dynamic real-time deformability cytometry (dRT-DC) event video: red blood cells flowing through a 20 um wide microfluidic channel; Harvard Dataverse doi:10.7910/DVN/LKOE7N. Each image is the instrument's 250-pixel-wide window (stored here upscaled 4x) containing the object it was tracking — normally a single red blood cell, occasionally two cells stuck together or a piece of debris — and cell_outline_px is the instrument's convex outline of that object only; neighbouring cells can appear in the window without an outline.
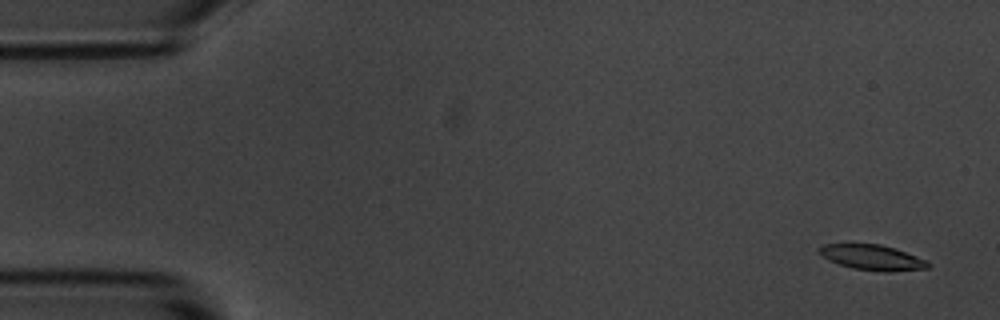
{"species": "common noctule bat (a hibernating species)", "species_latin": "Nyctalus noctula", "temperature_condition": "room temperature", "stored_images_in_passage": 4, "camera_frame_rate_fps": 3000, "um_per_image_px": 0.085, "animal": {"sex": "male", "body_mass_g": 20.1, "forearm_length_mm": 53.5}, "frame": {"image": 1, "passage_image": 1, "time_ms": 0.0, "image_size_px": [1000, 320], "cell_outline_px": [[932, 264], [928, 268], [888, 272], [884, 272], [852, 268], [828, 260], [820, 252], [820, 248], [824, 244], [880, 244], [896, 248], [916, 256]], "centroid_in_image_um": [74.18, 21.89], "position_along_channel_um": 10.8, "area_um2": 15.84}}
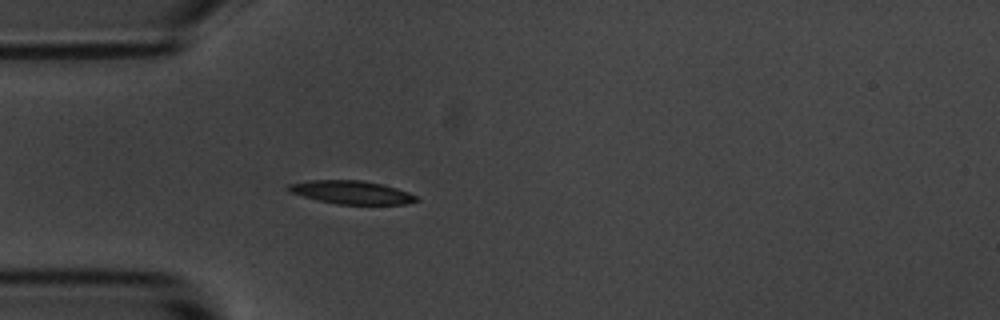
{"frame": {"image": 2, "passage_image": 4, "time_ms": 4.333, "image_size_px": [1000, 320], "cell_outline_px": [[420, 200], [408, 204], [336, 204], [288, 192], [288, 184], [308, 180], [360, 180], [380, 184], [396, 188], [408, 192], [416, 196]], "centroid_in_image_um": [29.88, 16.35], "position_along_channel_um": 55.1, "area_um2": 17.17}}